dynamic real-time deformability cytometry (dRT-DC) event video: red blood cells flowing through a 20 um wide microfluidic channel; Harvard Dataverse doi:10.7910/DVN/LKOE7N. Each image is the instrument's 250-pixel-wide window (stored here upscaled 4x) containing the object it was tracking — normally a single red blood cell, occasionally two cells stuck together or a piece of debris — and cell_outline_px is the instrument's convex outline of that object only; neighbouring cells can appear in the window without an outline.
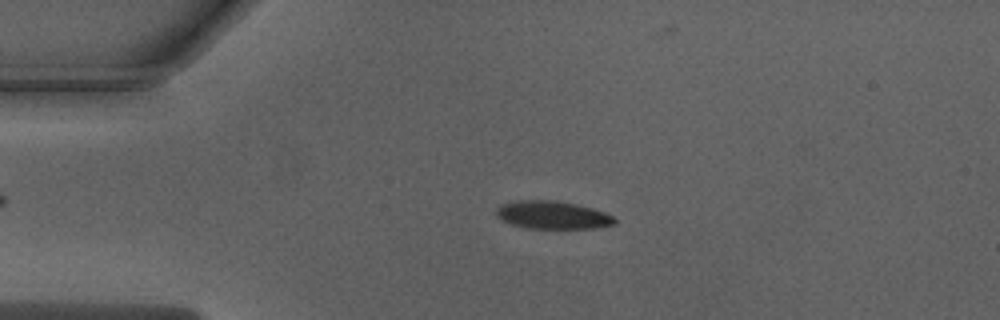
{"species": "Egyptian fruit bat (a non-hibernating species)", "species_latin": "Rousettus aegyptiacus", "temperature_condition": "warm", "stored_images_in_passage": 51, "camera_frame_rate_fps": 3000, "um_per_image_px": 0.085, "animal": {"sex": "male"}, "frame": {"image": 1, "passage_image": 11, "time_ms": 3.333, "image_size_px": [1000, 320], "cell_outline_px": [[616, 224], [596, 228], [528, 228], [512, 224], [500, 220], [496, 216], [496, 208], [500, 204], [520, 200], [552, 200], [592, 208], [604, 212], [612, 216], [616, 220]], "centroid_in_image_um": [46.93, 18.28], "position_along_channel_um": 38.1, "area_um2": 19.13}}
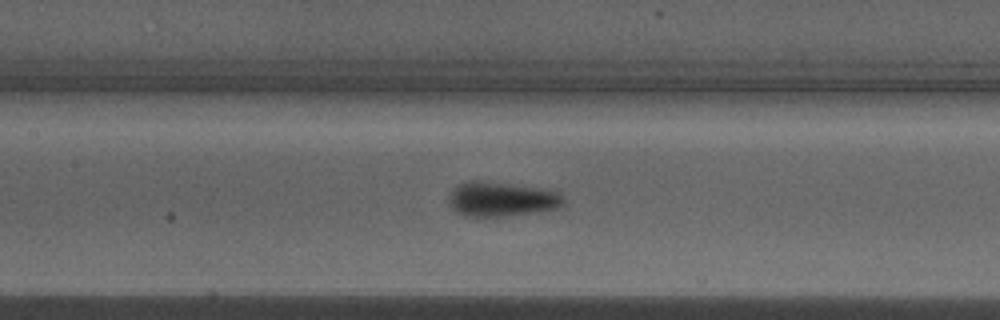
{"frame": {"image": 2, "passage_image": 23, "time_ms": 7.333, "image_size_px": [1000, 320], "cell_outline_px": [[564, 204], [560, 208], [508, 216], [464, 216], [456, 212], [452, 208], [448, 200], [448, 196], [452, 188], [456, 184], [468, 180], [480, 180], [508, 184], [556, 192], [564, 200]], "centroid_in_image_um": [42.52, 16.93], "position_along_channel_um": 164.9, "area_um2": 22.95}}
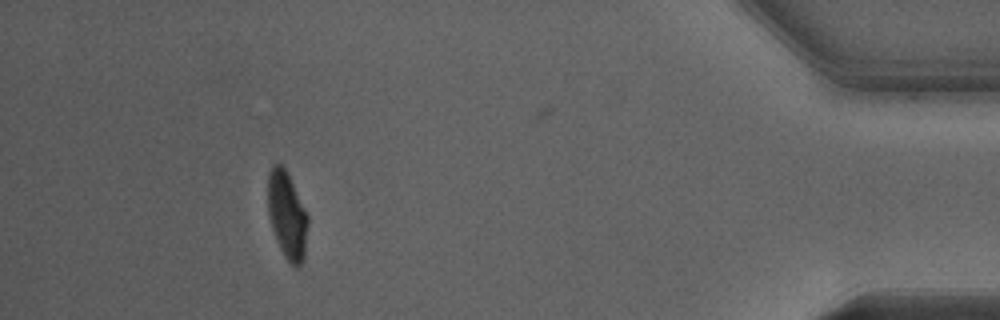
{"frame": {"image": 3, "passage_image": 46, "time_ms": 15.0, "image_size_px": [1000, 320], "cell_outline_px": [[308, 224], [304, 260], [300, 268], [296, 268], [284, 256], [276, 240], [272, 228], [268, 212], [268, 172], [272, 164], [280, 164], [284, 168], [308, 216]], "centroid_in_image_um": [24.4, 18.35], "position_along_channel_um": 410.8, "area_um2": 20.11}, "authors_computed_cell_mechanics": {"area_um2": 21.1548, "velocity_mm_per_s": 4.0156, "shape_relaxation_time_tau1_ms": 2.5111, "shape_relaxation_time_tau2_ms": null, "deformation_change_tau1": 0.1509, "deformation_change_tau2": null}}